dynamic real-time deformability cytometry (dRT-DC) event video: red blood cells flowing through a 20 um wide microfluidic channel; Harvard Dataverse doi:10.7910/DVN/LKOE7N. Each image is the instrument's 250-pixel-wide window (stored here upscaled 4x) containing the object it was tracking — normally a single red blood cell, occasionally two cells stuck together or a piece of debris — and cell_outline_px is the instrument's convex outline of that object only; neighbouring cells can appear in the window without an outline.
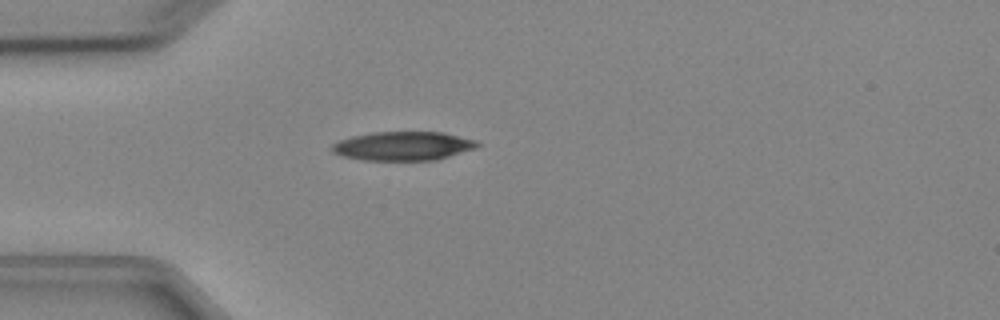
{"species": "Egyptian fruit bat (a non-hibernating species)", "species_latin": "Rousettus aegyptiacus", "temperature_condition": "cold", "stored_images_in_passage": 1, "camera_frame_rate_fps": 3000, "um_per_image_px": 0.085, "animal": {"sex": "female"}, "frame": {"image": 1, "passage_image": 1, "time_ms": 0.0, "image_size_px": [1000, 320], "cell_outline_px": [[480, 144], [476, 148], [436, 160], [364, 160], [344, 156], [332, 152], [332, 144], [340, 140], [352, 136], [372, 132], [444, 132], [476, 140]], "centroid_in_image_um": [34.28, 12.4], "position_along_channel_um": 50.7, "area_um2": 24.39}}